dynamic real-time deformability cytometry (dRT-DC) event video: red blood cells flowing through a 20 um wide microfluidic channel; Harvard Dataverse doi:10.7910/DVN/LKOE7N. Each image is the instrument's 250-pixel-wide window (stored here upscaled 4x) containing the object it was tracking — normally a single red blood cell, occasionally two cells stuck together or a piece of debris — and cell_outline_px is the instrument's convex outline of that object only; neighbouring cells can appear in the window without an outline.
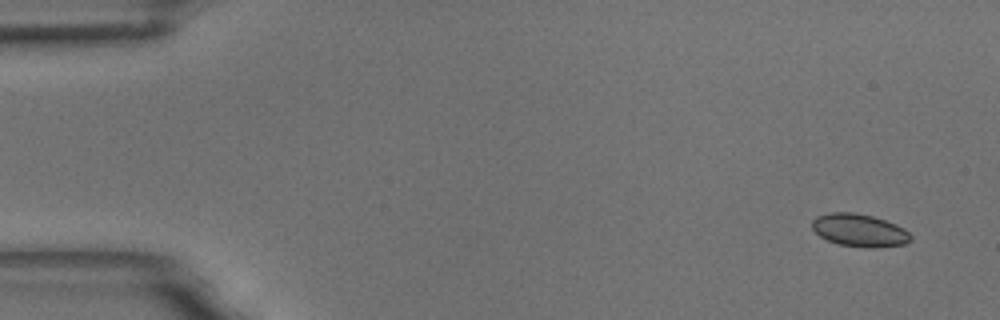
{"species": "common noctule bat (a hibernating species)", "species_latin": "Nyctalus noctula", "temperature_condition": "room temperature", "stored_images_in_passage": 6, "camera_frame_rate_fps": 3000, "um_per_image_px": 0.085, "animal": {"sex": "male", "body_mass_g": 18.8}, "frame": {"image": 1, "passage_image": 1, "time_ms": 0.0, "image_size_px": [1000, 320], "cell_outline_px": [[912, 240], [904, 244], [876, 248], [864, 248], [840, 244], [828, 240], [820, 236], [812, 228], [812, 220], [816, 216], [832, 212], [852, 212], [872, 216], [896, 224], [904, 228], [912, 236]], "centroid_in_image_um": [73.06, 19.58], "position_along_channel_um": 11.9, "area_um2": 18.84}}
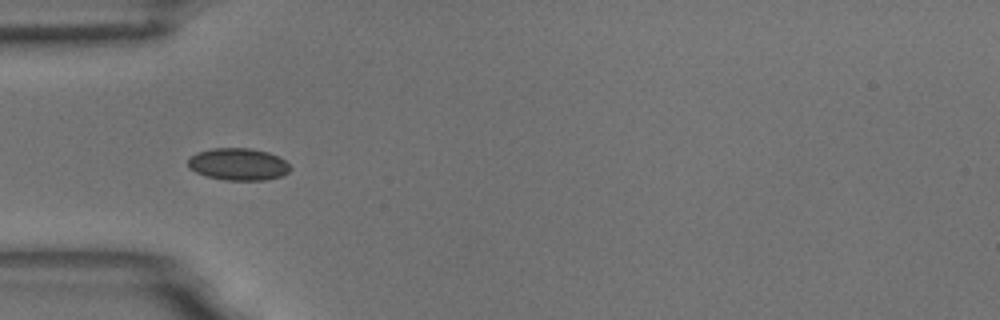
{"frame": {"image": 2, "passage_image": 5, "time_ms": 1.333, "image_size_px": [1000, 320], "cell_outline_px": [[292, 168], [288, 172], [280, 176], [264, 180], [224, 180], [208, 176], [196, 172], [188, 168], [188, 160], [196, 152], [212, 148], [252, 148], [268, 152], [284, 160]], "centroid_in_image_um": [20.24, 13.95], "position_along_channel_um": 64.8, "area_um2": 19.07}}